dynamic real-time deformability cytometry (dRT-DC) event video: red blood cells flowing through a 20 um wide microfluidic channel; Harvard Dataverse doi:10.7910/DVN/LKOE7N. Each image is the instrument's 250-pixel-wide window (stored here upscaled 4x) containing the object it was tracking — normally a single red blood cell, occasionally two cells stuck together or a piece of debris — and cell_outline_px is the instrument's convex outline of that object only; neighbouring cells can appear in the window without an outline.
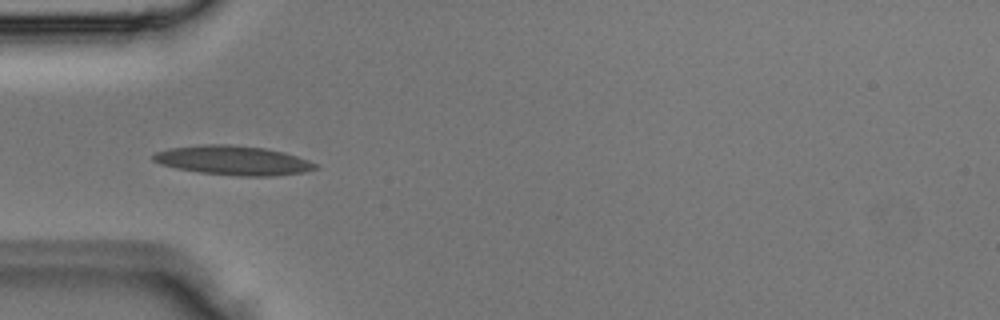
{"species": "Egyptian fruit bat (a non-hibernating species)", "species_latin": "Rousettus aegyptiacus", "temperature_condition": "room temperature", "stored_images_in_passage": 5, "camera_frame_rate_fps": 3000, "um_per_image_px": 0.085, "animal": {"sex": "male"}, "frame": {"image": 1, "passage_image": 4, "time_ms": 1.0, "image_size_px": [1000, 320], "cell_outline_px": [[320, 168], [304, 172], [272, 176], [240, 176], [200, 172], [176, 168], [160, 164], [152, 160], [152, 156], [156, 152], [168, 148], [204, 144], [228, 144], [264, 148], [284, 152], [308, 160], [316, 164]], "centroid_in_image_um": [19.81, 13.63], "position_along_channel_um": 65.2, "area_um2": 27.63}}
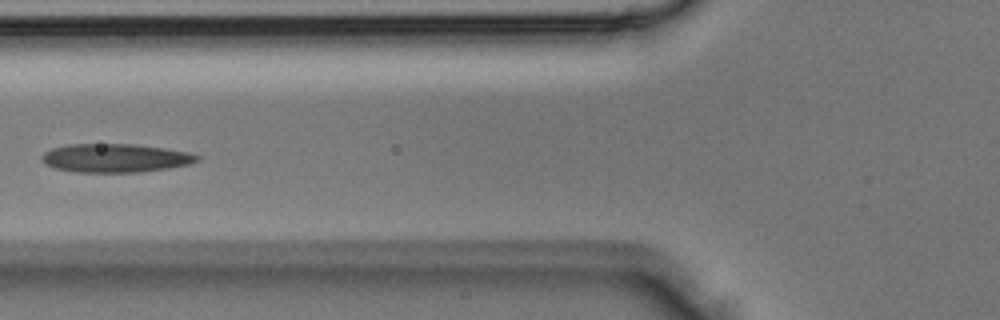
{"frame": {"image": 2, "passage_image": 5, "time_ms": 1.333, "image_size_px": [1000, 320], "cell_outline_px": [[200, 160], [188, 164], [168, 168], [140, 172], [76, 172], [56, 168], [44, 164], [40, 156], [44, 152], [52, 148], [68, 144], [136, 144], [164, 148], [188, 152], [200, 156]], "centroid_in_image_um": [9.78, 13.43], "position_along_channel_um": 116.0, "area_um2": 25.89}}